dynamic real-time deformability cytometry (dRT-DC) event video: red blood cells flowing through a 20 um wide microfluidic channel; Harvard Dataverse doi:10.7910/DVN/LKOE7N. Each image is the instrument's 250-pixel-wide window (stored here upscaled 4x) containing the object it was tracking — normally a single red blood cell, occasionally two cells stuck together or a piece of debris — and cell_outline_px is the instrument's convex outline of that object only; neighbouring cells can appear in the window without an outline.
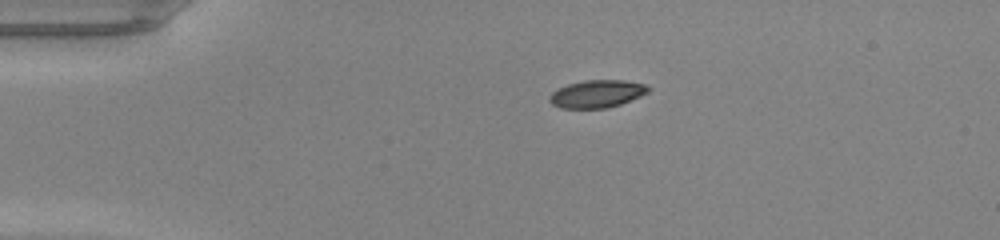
{"species": "common noctule bat (a hibernating species)", "species_latin": "Nyctalus noctula", "temperature_condition": "warm", "stored_images_in_passage": 39, "camera_frame_rate_fps": 3000, "um_per_image_px": 0.085, "animal": {"sex": "male", "body_mass_g": 20.0, "forearm_length_mm": 53.3}, "frame": {"image": 1, "passage_image": 1, "time_ms": 0.0, "image_size_px": [1000, 240], "cell_outline_px": [[652, 88], [648, 92], [640, 96], [620, 104], [608, 108], [560, 108], [552, 104], [548, 100], [548, 96], [552, 92], [568, 84], [584, 80], [624, 80], [648, 84]], "centroid_in_image_um": [50.76, 7.97], "position_along_channel_um": 34.2, "area_um2": 16.01}}
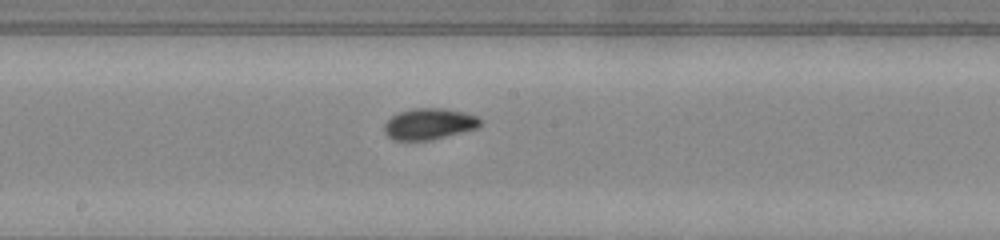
{"frame": {"image": 2, "passage_image": 17, "time_ms": 5.333, "image_size_px": [1000, 240], "cell_outline_px": [[484, 120], [480, 128], [432, 140], [392, 140], [384, 132], [384, 124], [392, 116], [400, 112], [412, 108], [444, 108], [464, 112], [476, 116]], "centroid_in_image_um": [36.53, 10.54], "position_along_channel_um": 211.7, "area_um2": 17.74}}
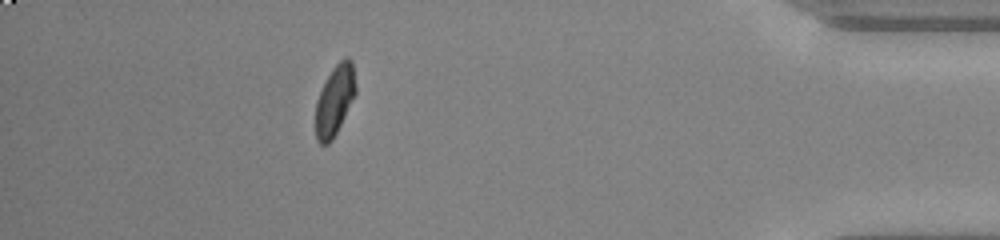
{"frame": {"image": 3, "passage_image": 34, "time_ms": 11.0, "image_size_px": [1000, 240], "cell_outline_px": [[356, 92], [332, 140], [328, 144], [320, 144], [316, 140], [316, 100], [332, 68], [344, 56], [348, 56], [352, 60], [356, 88]], "centroid_in_image_um": [28.45, 8.49], "position_along_channel_um": 406.7, "area_um2": 16.13}, "authors_computed_cell_mechanics": {"area_um2": 16.7042, "velocity_mm_per_s": 4.2755, "shape_relaxation_time_tau1_ms": 3.1461, "shape_relaxation_time_tau2_ms": 0.9638, "deformation_change_tau1": 0.1443, "deformation_change_tau2": 0.0482}}